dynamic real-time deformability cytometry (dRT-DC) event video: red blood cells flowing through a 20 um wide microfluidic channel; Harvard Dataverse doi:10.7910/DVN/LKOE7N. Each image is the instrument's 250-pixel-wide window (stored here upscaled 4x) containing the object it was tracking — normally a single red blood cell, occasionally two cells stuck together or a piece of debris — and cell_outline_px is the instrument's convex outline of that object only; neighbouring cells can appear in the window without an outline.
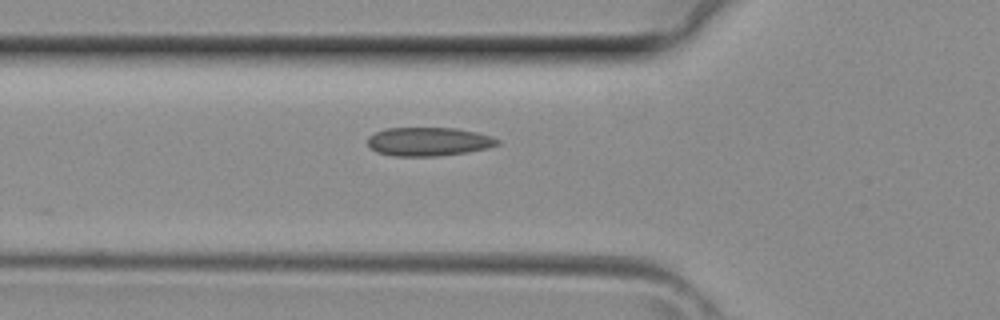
{"species": "common noctule bat (a hibernating species)", "species_latin": "Nyctalus noctula", "temperature_condition": "room temperature", "stored_images_in_passage": 3, "camera_frame_rate_fps": 3000, "um_per_image_px": 0.085, "animal": {"sex": "female", "body_mass_g": 29.2, "forearm_length_mm": 56.3}, "frame": {"image": 1, "passage_image": 3, "time_ms": 0.667, "image_size_px": [1000, 320], "cell_outline_px": [[500, 144], [488, 148], [464, 152], [436, 156], [392, 156], [376, 152], [368, 144], [368, 136], [376, 132], [388, 128], [456, 128], [476, 132], [492, 136], [500, 140]], "centroid_in_image_um": [36.44, 12.03], "position_along_channel_um": 89.4, "area_um2": 21.62}}